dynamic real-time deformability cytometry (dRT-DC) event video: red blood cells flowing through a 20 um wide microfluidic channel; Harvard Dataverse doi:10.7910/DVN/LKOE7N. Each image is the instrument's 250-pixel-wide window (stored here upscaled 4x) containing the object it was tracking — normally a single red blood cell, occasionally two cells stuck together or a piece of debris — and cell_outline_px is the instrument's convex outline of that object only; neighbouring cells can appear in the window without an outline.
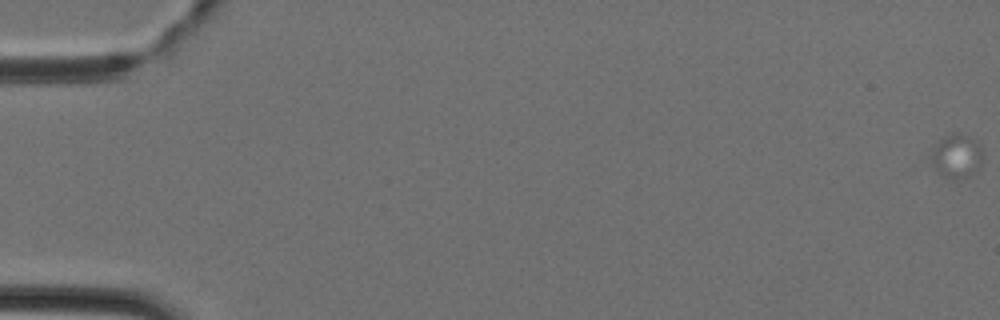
{"species": "Egyptian fruit bat (a non-hibernating species)", "species_latin": "Rousettus aegyptiacus", "temperature_condition": "cold", "stored_images_in_passage": 12, "camera_frame_rate_fps": 3000, "um_per_image_px": 0.085, "animal": {"sex": "female"}, "frame": {"image": 1, "passage_image": 1, "time_ms": 0.0, "image_size_px": [1000, 320], "cell_outline_px": [[984, 152], [980, 164], [968, 176], [960, 180], [952, 180], [944, 176], [936, 168], [928, 156], [932, 148], [948, 132], [960, 132], [976, 140], [980, 144]], "centroid_in_image_um": [81.3, 13.22], "position_along_channel_um": 3.7, "area_um2": 13.47}}